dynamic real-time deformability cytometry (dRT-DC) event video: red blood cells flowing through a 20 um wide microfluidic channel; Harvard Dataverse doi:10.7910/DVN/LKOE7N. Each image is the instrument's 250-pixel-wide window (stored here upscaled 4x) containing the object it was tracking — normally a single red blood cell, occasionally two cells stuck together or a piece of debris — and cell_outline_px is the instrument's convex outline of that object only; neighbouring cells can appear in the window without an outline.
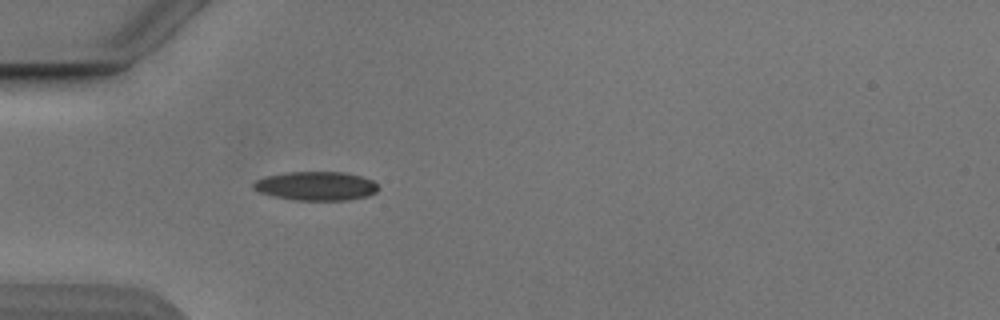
{"species": "Egyptian fruit bat (a non-hibernating species)", "species_latin": "Rousettus aegyptiacus", "temperature_condition": "cold", "stored_images_in_passage": 43, "camera_frame_rate_fps": 3000, "um_per_image_px": 0.085, "animal": {"sex": "male"}, "frame": {"image": 1, "passage_image": 6, "time_ms": 1.667, "image_size_px": [1000, 320], "cell_outline_px": [[380, 188], [376, 192], [368, 196], [348, 200], [296, 200], [272, 196], [260, 192], [252, 188], [252, 184], [256, 180], [264, 176], [288, 172], [344, 172], [360, 176], [372, 180]], "centroid_in_image_um": [26.85, 15.81], "position_along_channel_um": 58.1, "area_um2": 21.1}}
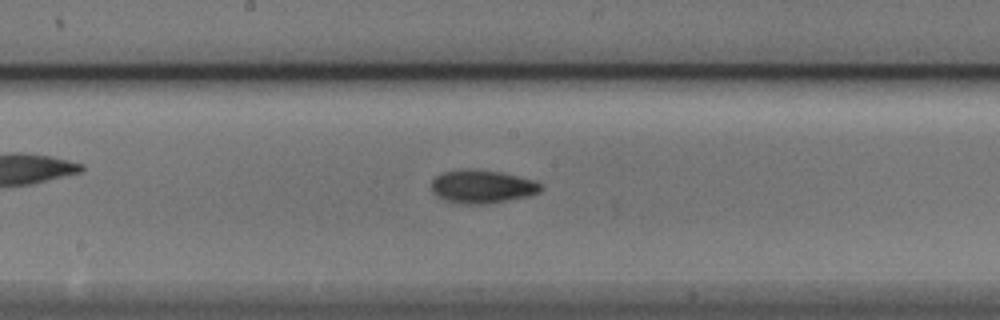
{"frame": {"image": 2, "passage_image": 18, "time_ms": 5.667, "image_size_px": [1000, 320], "cell_outline_px": [[540, 188], [536, 192], [528, 196], [484, 204], [460, 204], [444, 200], [436, 196], [432, 192], [432, 180], [436, 176], [444, 172], [468, 168], [500, 172], [532, 180], [540, 184]], "centroid_in_image_um": [40.89, 15.86], "position_along_channel_um": 207.3, "area_um2": 20.87}}
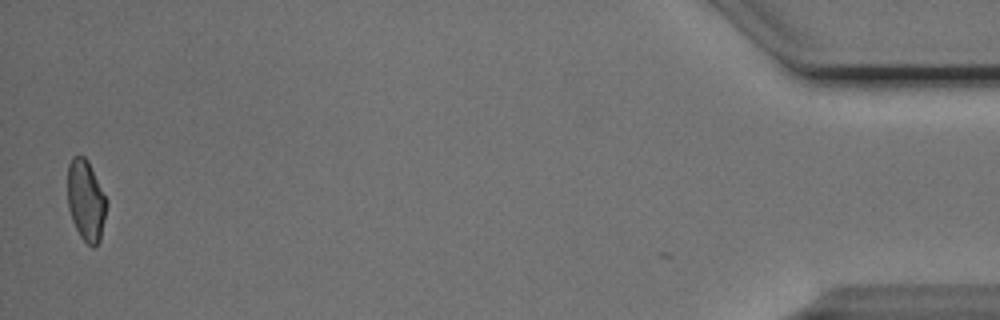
{"frame": {"image": 3, "passage_image": 42, "time_ms": 13.667, "image_size_px": [1000, 320], "cell_outline_px": [[108, 204], [100, 240], [92, 248], [80, 236], [72, 220], [68, 208], [68, 164], [72, 156], [84, 156], [88, 160], [108, 200]], "centroid_in_image_um": [7.32, 17.02], "position_along_channel_um": 427.9, "area_um2": 18.55}, "authors_computed_cell_mechanics": {"area_um2": 19.941, "velocity_mm_per_s": 3.874, "shape_relaxation_time_tau1_ms": 3.7313, "shape_relaxation_time_tau2_ms": null, "deformation_change_tau1": 0.1209, "deformation_change_tau2": null}}